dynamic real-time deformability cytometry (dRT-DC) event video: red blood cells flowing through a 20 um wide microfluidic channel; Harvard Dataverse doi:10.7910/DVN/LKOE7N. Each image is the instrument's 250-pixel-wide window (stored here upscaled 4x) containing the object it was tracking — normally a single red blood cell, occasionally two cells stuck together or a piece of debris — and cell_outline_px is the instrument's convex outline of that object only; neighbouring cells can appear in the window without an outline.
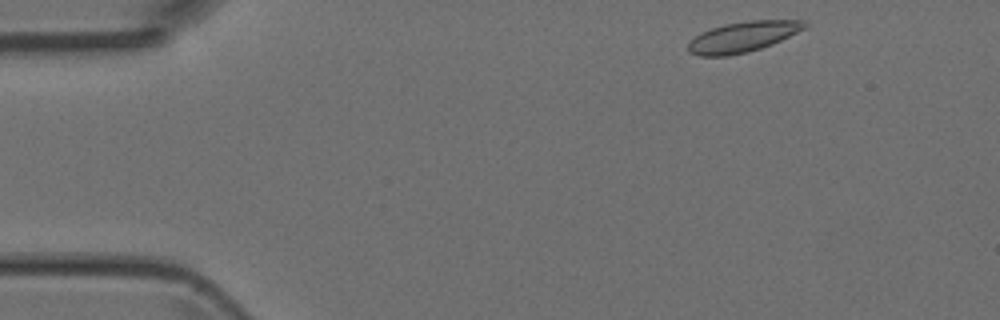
{"species": "Egyptian fruit bat (a non-hibernating species)", "species_latin": "Rousettus aegyptiacus", "temperature_condition": "room temperature", "stored_images_in_passage": 4, "camera_frame_rate_fps": 3000, "um_per_image_px": 0.085, "animal": {"sex": "female"}, "frame": {"image": 1, "passage_image": 1, "time_ms": 0.0, "image_size_px": [1000, 320], "cell_outline_px": [[808, 24], [804, 28], [772, 44], [748, 52], [728, 56], [700, 56], [688, 52], [688, 44], [696, 36], [712, 28], [724, 24], [752, 20], [804, 20]], "centroid_in_image_um": [63.13, 3.13], "position_along_channel_um": 21.9, "area_um2": 20.35}}
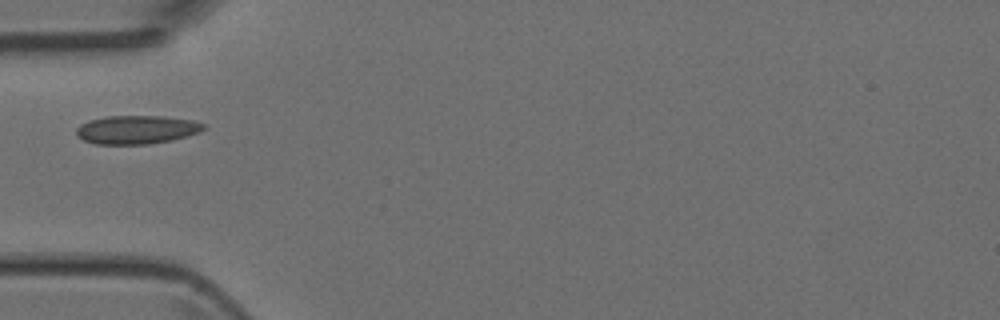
{"frame": {"image": 2, "passage_image": 3, "time_ms": 3.333, "image_size_px": [1000, 320], "cell_outline_px": [[208, 128], [200, 132], [188, 136], [172, 140], [148, 144], [96, 144], [84, 140], [76, 136], [76, 128], [80, 124], [88, 120], [108, 116], [164, 116], [192, 120], [208, 124]], "centroid_in_image_um": [11.66, 11.02], "position_along_channel_um": 73.3, "area_um2": 21.44}}
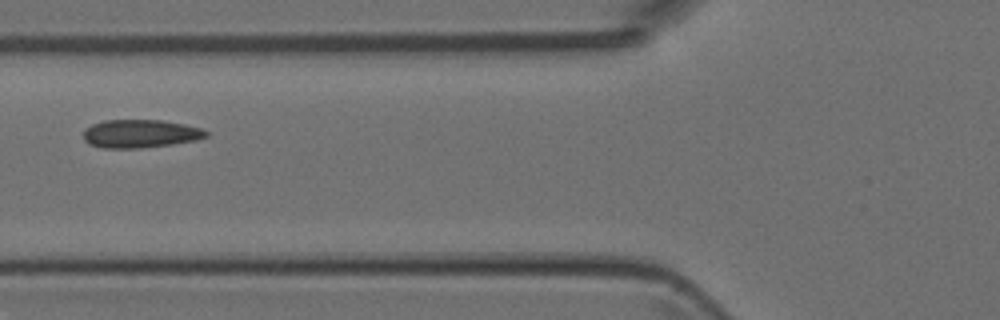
{"frame": {"image": 3, "passage_image": 4, "time_ms": 4.333, "image_size_px": [1000, 320], "cell_outline_px": [[208, 136], [196, 140], [172, 144], [140, 148], [104, 148], [88, 144], [84, 140], [84, 128], [92, 124], [104, 120], [160, 120], [184, 124], [204, 128], [208, 132]], "centroid_in_image_um": [11.93, 11.36], "position_along_channel_um": 113.9, "area_um2": 20.29}}